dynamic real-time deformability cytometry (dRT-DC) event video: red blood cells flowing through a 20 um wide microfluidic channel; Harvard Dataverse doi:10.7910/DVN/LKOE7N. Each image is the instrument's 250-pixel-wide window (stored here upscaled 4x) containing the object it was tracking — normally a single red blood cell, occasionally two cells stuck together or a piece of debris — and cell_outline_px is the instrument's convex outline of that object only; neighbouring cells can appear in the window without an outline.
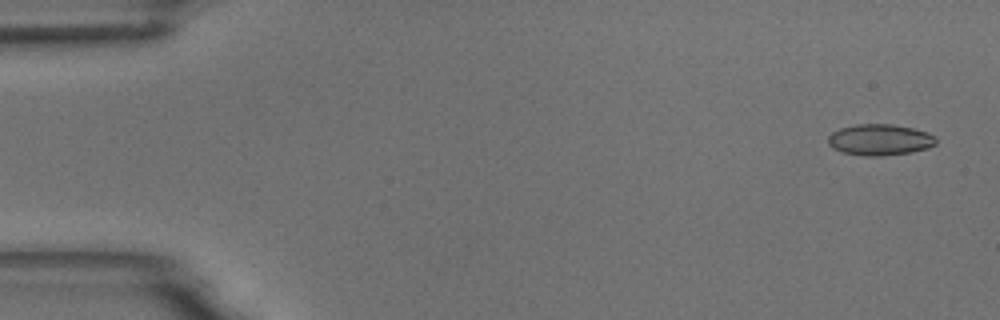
{"species": "common noctule bat (a hibernating species)", "species_latin": "Nyctalus noctula", "temperature_condition": "room temperature", "stored_images_in_passage": 52, "camera_frame_rate_fps": 3000, "um_per_image_px": 0.085, "animal": {"sex": "male", "body_mass_g": 18.8}, "frame": {"image": 1, "passage_image": 1, "time_ms": 0.0, "image_size_px": [1000, 320], "cell_outline_px": [[936, 144], [928, 148], [912, 152], [880, 156], [864, 156], [844, 152], [832, 148], [828, 144], [828, 136], [832, 132], [840, 128], [856, 124], [892, 124], [912, 128], [936, 136]], "centroid_in_image_um": [74.77, 11.88], "position_along_channel_um": 10.2, "area_um2": 19.59}}
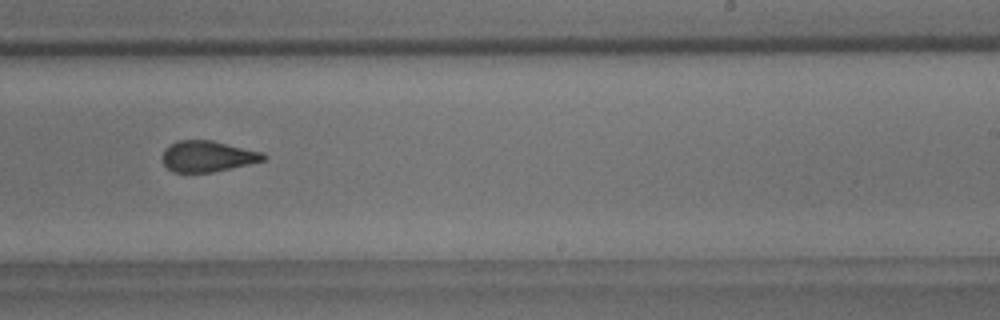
{"frame": {"image": 2, "passage_image": 32, "time_ms": 10.333, "image_size_px": [1000, 320], "cell_outline_px": [[268, 156], [264, 160], [248, 164], [212, 172], [172, 172], [164, 164], [160, 156], [164, 148], [168, 144], [176, 140], [212, 140], [260, 152]], "centroid_in_image_um": [17.56, 13.27], "position_along_channel_um": 271.4, "area_um2": 18.26}}
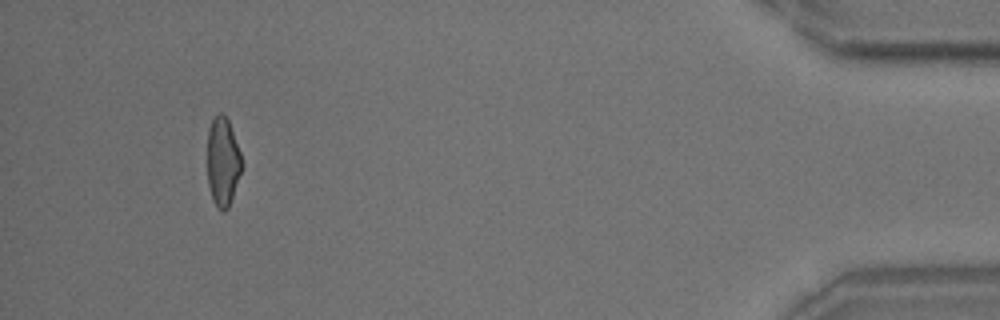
{"frame": {"image": 3, "passage_image": 49, "time_ms": 16.0, "image_size_px": [1000, 320], "cell_outline_px": [[244, 168], [228, 208], [224, 212], [220, 212], [216, 208], [212, 200], [208, 184], [208, 128], [212, 120], [220, 112], [228, 120], [240, 152], [244, 164]], "centroid_in_image_um": [18.96, 13.82], "position_along_channel_um": 416.2, "area_um2": 18.09}}